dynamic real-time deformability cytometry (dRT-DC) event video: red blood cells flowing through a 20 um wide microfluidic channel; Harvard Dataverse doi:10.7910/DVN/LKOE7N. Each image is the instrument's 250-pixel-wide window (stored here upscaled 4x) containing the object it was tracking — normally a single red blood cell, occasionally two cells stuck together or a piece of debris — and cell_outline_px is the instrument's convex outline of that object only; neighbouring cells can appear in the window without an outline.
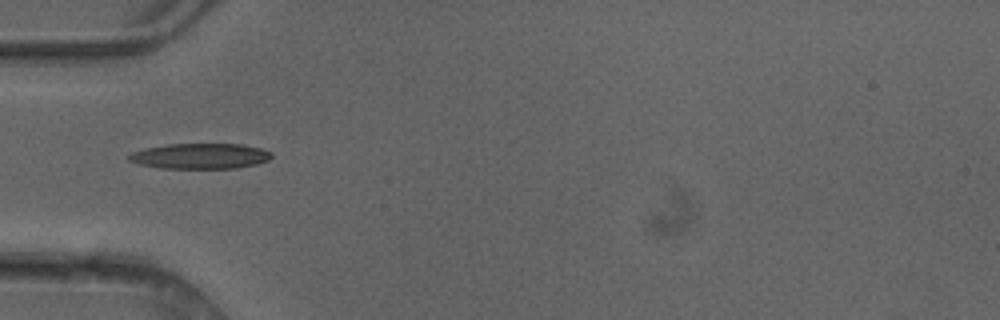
{"species": "common noctule bat (a hibernating species)", "species_latin": "Nyctalus noctula", "temperature_condition": "cold", "stored_images_in_passage": 4, "camera_frame_rate_fps": 3000, "um_per_image_px": 0.085, "animal": {"sex": "female"}, "frame": {"image": 1, "passage_image": 3, "time_ms": 0.667, "image_size_px": [1000, 320], "cell_outline_px": [[272, 156], [268, 160], [256, 164], [236, 168], [160, 168], [140, 164], [128, 160], [128, 156], [132, 152], [144, 148], [168, 144], [244, 144], [260, 148], [272, 152]], "centroid_in_image_um": [17.02, 13.26], "position_along_channel_um": 68.0, "area_um2": 21.15}}
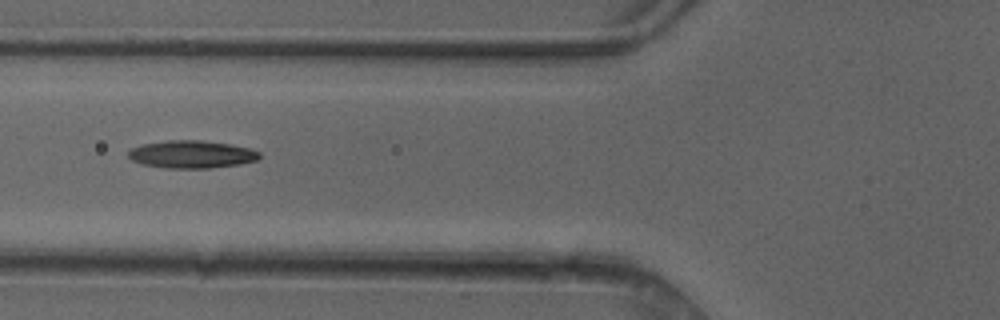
{"frame": {"image": 2, "passage_image": 4, "time_ms": 1.0, "image_size_px": [1000, 320], "cell_outline_px": [[260, 156], [256, 160], [240, 164], [208, 168], [164, 168], [144, 164], [132, 160], [128, 156], [128, 152], [132, 148], [144, 144], [168, 140], [204, 140], [228, 144], [248, 148], [260, 152]], "centroid_in_image_um": [16.29, 13.12], "position_along_channel_um": 109.5, "area_um2": 20.92}}